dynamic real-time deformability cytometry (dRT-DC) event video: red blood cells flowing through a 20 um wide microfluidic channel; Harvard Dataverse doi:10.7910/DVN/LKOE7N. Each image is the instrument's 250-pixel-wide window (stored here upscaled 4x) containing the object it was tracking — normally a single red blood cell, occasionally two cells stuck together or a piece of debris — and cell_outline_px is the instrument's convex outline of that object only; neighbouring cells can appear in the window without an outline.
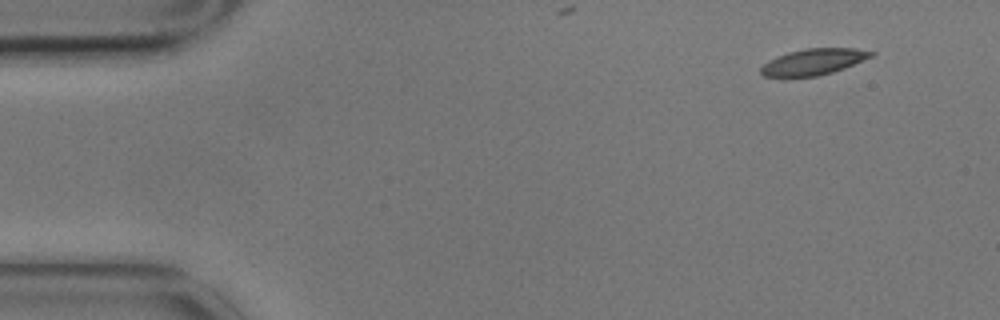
{"species": "common noctule bat (a hibernating species)", "species_latin": "Nyctalus noctula", "temperature_condition": "cold", "stored_images_in_passage": 6, "segment_of_instrument_passage": [2, 2], "camera_frame_rate_fps": 3000, "um_per_image_px": 0.085, "animal": {"sex": "male", "body_mass_g": 17.9}, "frame": {"image": 1, "passage_image": 6, "time_ms": 1.667, "image_size_px": [1000, 320], "cell_outline_px": [[876, 52], [872, 56], [844, 68], [832, 72], [816, 76], [784, 80], [764, 76], [760, 72], [760, 68], [768, 60], [776, 56], [788, 52], [804, 48], [856, 48]], "centroid_in_image_um": [69.04, 5.29], "position_along_channel_um": 16.0, "area_um2": 17.4}}